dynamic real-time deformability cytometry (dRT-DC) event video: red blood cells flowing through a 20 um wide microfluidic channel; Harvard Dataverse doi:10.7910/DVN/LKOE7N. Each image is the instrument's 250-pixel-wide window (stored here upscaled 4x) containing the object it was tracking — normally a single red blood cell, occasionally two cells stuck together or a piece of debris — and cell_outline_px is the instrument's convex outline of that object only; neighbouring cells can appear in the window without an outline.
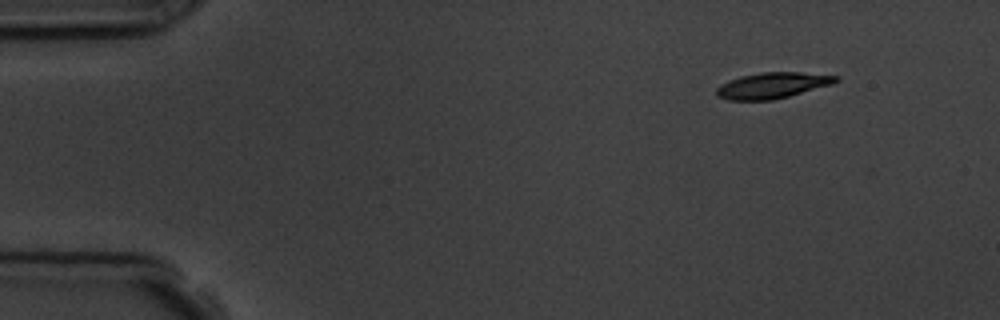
{"species": "common noctule bat (a hibernating species)", "species_latin": "Nyctalus noctula", "temperature_condition": "room temperature", "stored_images_in_passage": 4, "segment_of_instrument_passage": [1, 2], "camera_frame_rate_fps": 3000, "um_per_image_px": 0.085, "animal": {"sex": "male", "body_mass_g": 19.5, "forearm_length_mm": 54.6}, "frame": {"image": 1, "passage_image": 1, "time_ms": 0.0, "image_size_px": [1000, 320], "cell_outline_px": [[840, 80], [832, 84], [788, 96], [772, 100], [728, 100], [716, 96], [716, 88], [720, 84], [728, 80], [740, 76], [760, 72], [800, 72], [840, 76]], "centroid_in_image_um": [65.63, 7.25], "position_along_channel_um": 19.4, "area_um2": 18.09}}